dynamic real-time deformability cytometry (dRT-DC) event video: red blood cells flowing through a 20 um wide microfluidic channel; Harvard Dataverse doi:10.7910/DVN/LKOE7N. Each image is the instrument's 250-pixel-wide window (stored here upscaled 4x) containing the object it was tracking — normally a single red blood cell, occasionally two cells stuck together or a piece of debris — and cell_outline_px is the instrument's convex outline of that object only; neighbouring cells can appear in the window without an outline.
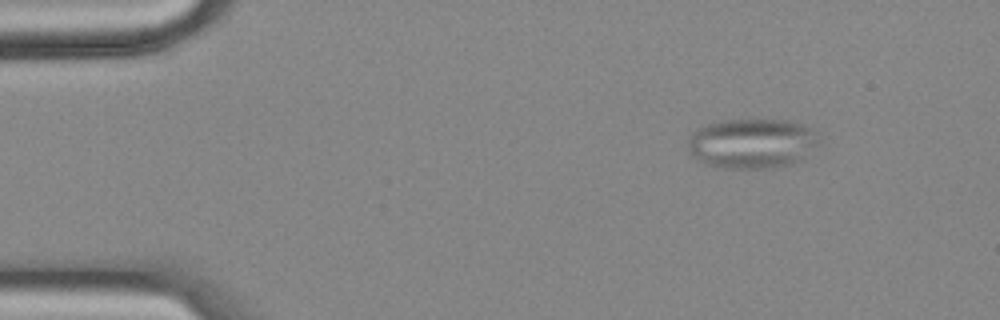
{"species": "common noctule bat (a hibernating species)", "species_latin": "Nyctalus noctula", "temperature_condition": "cold", "stored_images_in_passage": 51, "camera_frame_rate_fps": 3000, "um_per_image_px": 0.085, "animal": {"sex": "female", "body_mass_g": 18.4}, "frame": {"image": 1, "passage_image": 2, "time_ms": 0.333, "image_size_px": [1000, 320], "cell_outline_px": [[816, 144], [800, 160], [788, 164], [772, 168], [724, 168], [708, 164], [700, 160], [688, 152], [688, 136], [696, 128], [708, 124], [724, 120], [788, 120], [804, 124], [812, 128], [816, 132]], "centroid_in_image_um": [63.88, 12.17], "position_along_channel_um": 21.1, "area_um2": 37.86}}
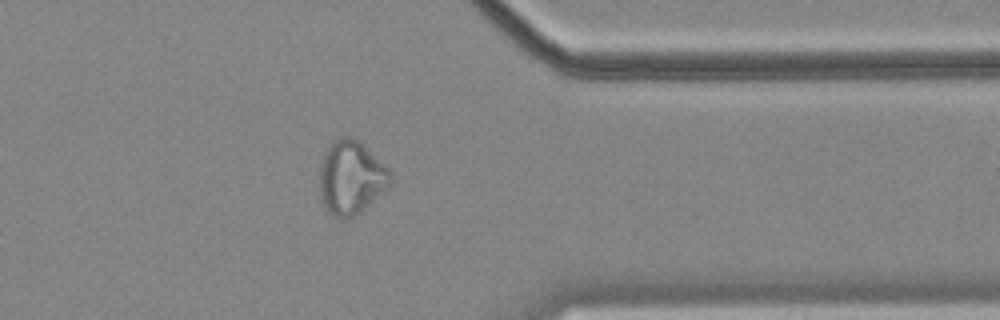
{"frame": {"image": 2, "passage_image": 40, "time_ms": 13.0, "image_size_px": [1000, 320], "cell_outline_px": [[392, 180], [388, 188], [360, 212], [348, 220], [340, 220], [328, 212], [324, 208], [320, 196], [320, 160], [324, 152], [332, 140], [340, 136], [352, 136], [360, 140], [392, 172]], "centroid_in_image_um": [29.83, 15.08], "position_along_channel_um": 381.6, "area_um2": 31.1}}
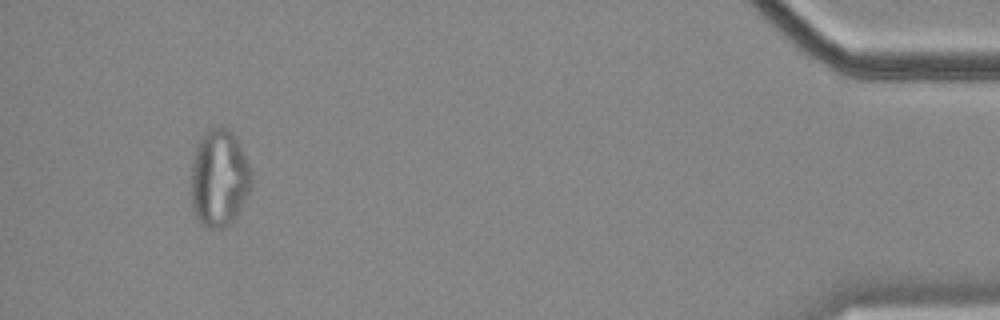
{"frame": {"image": 3, "passage_image": 48, "time_ms": 15.667, "image_size_px": [1000, 320], "cell_outline_px": [[252, 188], [236, 216], [228, 224], [220, 228], [208, 228], [200, 224], [196, 216], [192, 204], [192, 160], [196, 144], [204, 132], [208, 128], [228, 128], [236, 136], [240, 144], [252, 172]], "centroid_in_image_um": [18.64, 15.12], "position_along_channel_um": 416.6, "area_um2": 34.39}}